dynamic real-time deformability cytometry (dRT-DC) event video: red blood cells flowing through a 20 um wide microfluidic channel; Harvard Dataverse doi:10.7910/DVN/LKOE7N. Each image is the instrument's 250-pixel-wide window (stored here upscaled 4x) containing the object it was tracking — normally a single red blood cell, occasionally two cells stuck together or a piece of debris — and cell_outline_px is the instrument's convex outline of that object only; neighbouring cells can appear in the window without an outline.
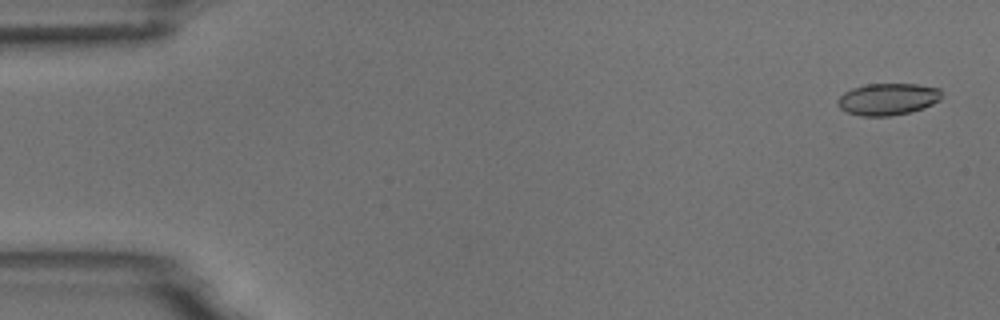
{"species": "common noctule bat (a hibernating species)", "species_latin": "Nyctalus noctula", "temperature_condition": "room temperature", "stored_images_in_passage": 5, "camera_frame_rate_fps": 3000, "um_per_image_px": 0.085, "animal": {"sex": "male", "body_mass_g": 18.8}, "frame": {"image": 1, "passage_image": 1, "time_ms": 0.0, "image_size_px": [1000, 320], "cell_outline_px": [[940, 100], [924, 108], [912, 112], [888, 116], [860, 116], [848, 112], [840, 108], [836, 104], [836, 100], [844, 92], [852, 88], [868, 84], [916, 84], [940, 88]], "centroid_in_image_um": [75.44, 8.43], "position_along_channel_um": 9.6, "area_um2": 19.36}}
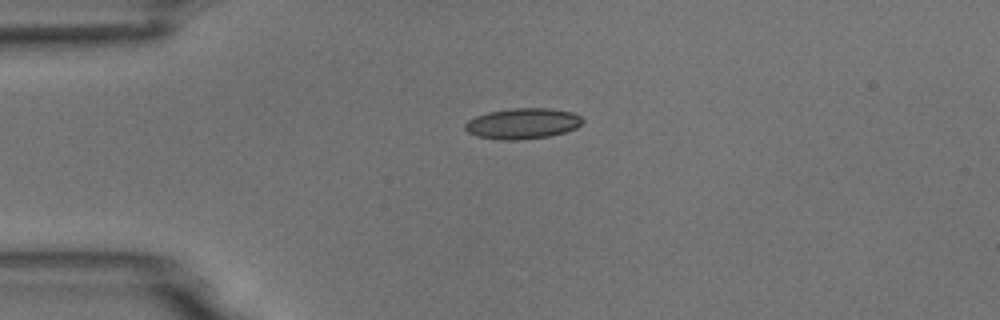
{"frame": {"image": 2, "passage_image": 4, "time_ms": 3.667, "image_size_px": [1000, 320], "cell_outline_px": [[584, 120], [576, 128], [564, 132], [548, 136], [516, 140], [500, 140], [476, 136], [468, 132], [464, 128], [464, 124], [468, 120], [476, 116], [488, 112], [512, 108], [548, 108], [572, 112], [580, 116]], "centroid_in_image_um": [44.4, 10.5], "position_along_channel_um": 40.6, "area_um2": 20.98}}